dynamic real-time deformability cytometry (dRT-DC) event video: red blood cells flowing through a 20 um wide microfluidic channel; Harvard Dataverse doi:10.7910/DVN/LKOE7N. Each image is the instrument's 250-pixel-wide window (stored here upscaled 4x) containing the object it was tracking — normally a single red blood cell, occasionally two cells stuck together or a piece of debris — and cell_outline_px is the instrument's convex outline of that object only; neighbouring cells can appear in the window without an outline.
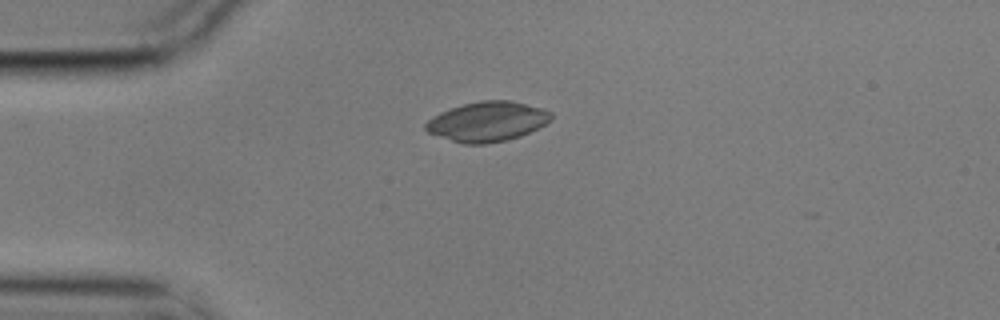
{"species": "common noctule bat (a hibernating species)", "species_latin": "Nyctalus noctula", "temperature_condition": "cold", "stored_images_in_passage": 43, "camera_frame_rate_fps": 3000, "um_per_image_px": 0.085, "animal": {"sex": "male", "body_mass_g": 17.9}, "frame": {"image": 1, "passage_image": 1, "time_ms": 0.0, "image_size_px": [1000, 320], "cell_outline_px": [[552, 116], [544, 124], [520, 136], [504, 140], [484, 144], [464, 144], [428, 132], [424, 128], [424, 124], [432, 116], [440, 112], [464, 104], [480, 100], [512, 100], [540, 108], [552, 112]], "centroid_in_image_um": [41.39, 10.32], "position_along_channel_um": 43.6, "area_um2": 28.67}}
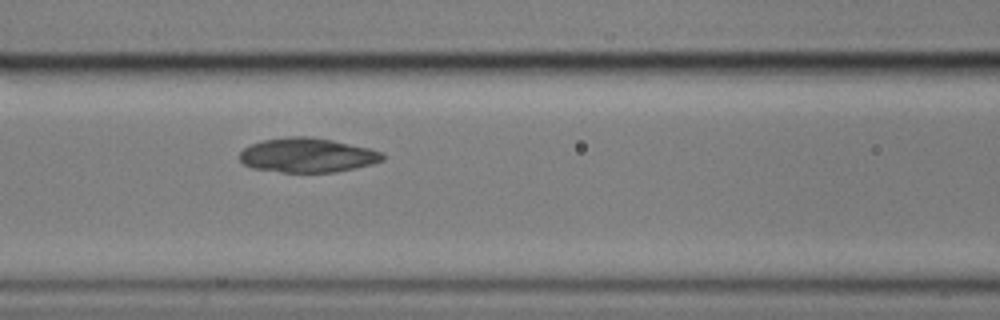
{"frame": {"image": 2, "passage_image": 11, "time_ms": 3.333, "image_size_px": [1000, 320], "cell_outline_px": [[384, 160], [372, 164], [356, 168], [336, 172], [280, 172], [252, 168], [244, 164], [240, 160], [240, 152], [244, 148], [252, 144], [264, 140], [288, 136], [308, 136], [332, 140], [368, 148], [384, 152]], "centroid_in_image_um": [26.14, 13.19], "position_along_channel_um": 140.5, "area_um2": 28.67}}
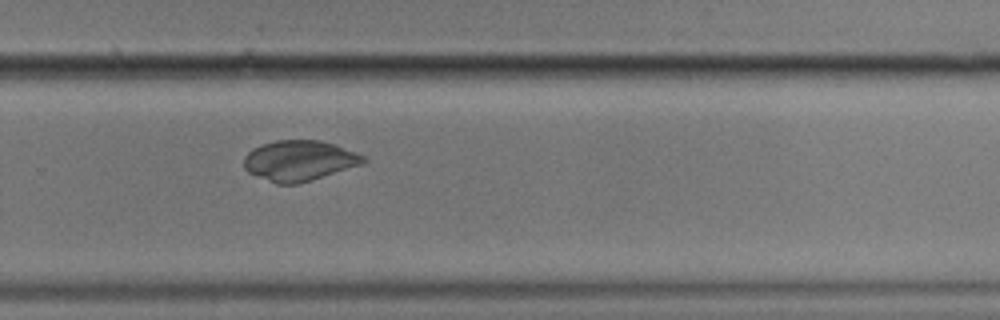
{"frame": {"image": 3, "passage_image": 25, "time_ms": 8.0, "image_size_px": [1000, 320], "cell_outline_px": [[368, 160], [360, 164], [296, 184], [276, 184], [256, 176], [248, 172], [244, 168], [244, 156], [252, 148], [276, 140], [320, 140], [336, 144], [364, 156]], "centroid_in_image_um": [25.39, 13.64], "position_along_channel_um": 304.4, "area_um2": 27.8}, "authors_computed_cell_mechanics": {"area_um2": 29.2468, "velocity_mm_per_s": 3.5213, "shape_relaxation_time_tau1_ms": null, "shape_relaxation_time_tau2_ms": 0.8963, "deformation_change_tau1": null, "deformation_change_tau2": 0.0332}}